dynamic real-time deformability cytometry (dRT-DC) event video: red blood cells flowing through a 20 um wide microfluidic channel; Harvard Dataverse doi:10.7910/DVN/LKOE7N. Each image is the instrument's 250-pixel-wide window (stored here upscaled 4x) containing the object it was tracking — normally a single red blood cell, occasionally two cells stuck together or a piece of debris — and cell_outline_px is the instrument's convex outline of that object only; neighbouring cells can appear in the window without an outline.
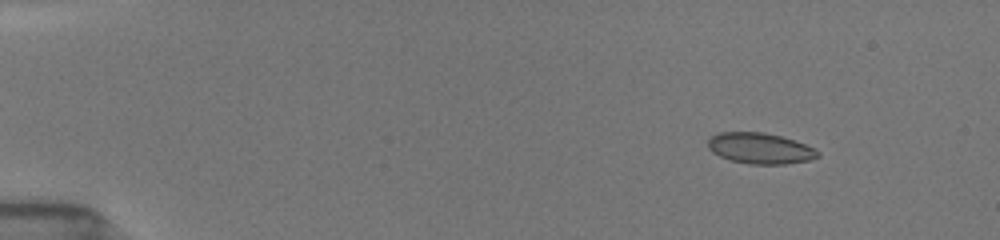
{"species": "common noctule bat (a hibernating species)", "species_latin": "Nyctalus noctula", "temperature_condition": "room temperature", "stored_images_in_passage": 52, "camera_frame_rate_fps": 3000, "um_per_image_px": 0.085, "animal": {"sex": "female", "body_mass_g": 19.5, "forearm_length_mm": 54.1}, "frame": {"image": 1, "passage_image": 6, "time_ms": 1.667, "image_size_px": [1000, 240], "cell_outline_px": [[820, 156], [808, 160], [784, 164], [748, 164], [728, 160], [712, 152], [708, 148], [708, 140], [712, 136], [720, 132], [760, 132], [780, 136], [804, 144], [820, 152]], "centroid_in_image_um": [64.57, 12.62], "position_along_channel_um": 20.4, "area_um2": 19.59}}
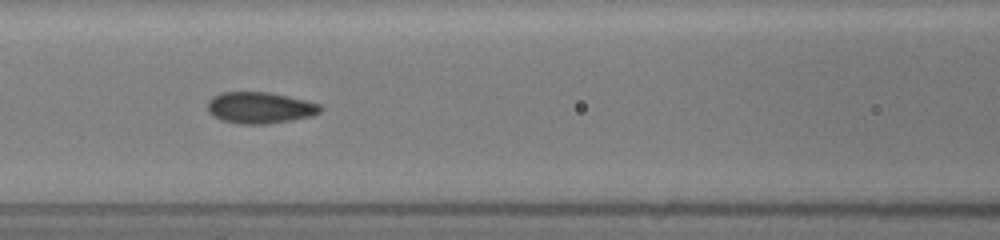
{"frame": {"image": 2, "passage_image": 24, "time_ms": 7.667, "image_size_px": [1000, 240], "cell_outline_px": [[324, 108], [320, 112], [312, 116], [292, 120], [264, 124], [240, 124], [220, 120], [212, 116], [208, 112], [208, 100], [212, 96], [220, 92], [268, 92], [288, 96], [320, 104]], "centroid_in_image_um": [22.07, 9.16], "position_along_channel_um": 144.5, "area_um2": 20.81}}
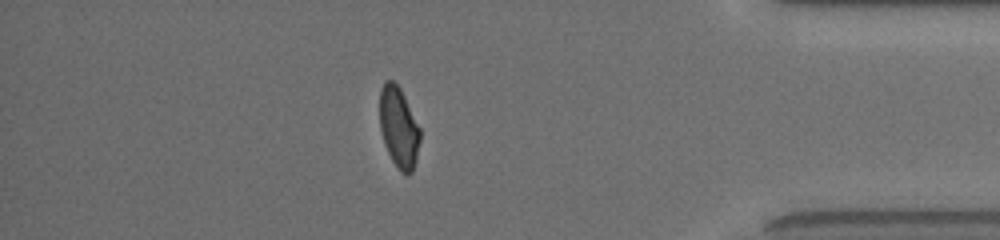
{"frame": {"image": 3, "passage_image": 46, "time_ms": 15.0, "image_size_px": [1000, 240], "cell_outline_px": [[420, 140], [416, 160], [412, 172], [408, 176], [400, 172], [392, 160], [384, 144], [380, 128], [380, 88], [384, 80], [392, 80], [400, 88], [420, 128]], "centroid_in_image_um": [33.89, 10.84], "position_along_channel_um": 401.3, "area_um2": 19.02}, "authors_computed_cell_mechanics": {"area_um2": 19.7965, "velocity_mm_per_s": 3.9165, "shape_relaxation_time_tau1_ms": 7.5823, "shape_relaxation_time_tau2_ms": 0.809, "deformation_change_tau1": 0.1804, "deformation_change_tau2": 0.0624}}